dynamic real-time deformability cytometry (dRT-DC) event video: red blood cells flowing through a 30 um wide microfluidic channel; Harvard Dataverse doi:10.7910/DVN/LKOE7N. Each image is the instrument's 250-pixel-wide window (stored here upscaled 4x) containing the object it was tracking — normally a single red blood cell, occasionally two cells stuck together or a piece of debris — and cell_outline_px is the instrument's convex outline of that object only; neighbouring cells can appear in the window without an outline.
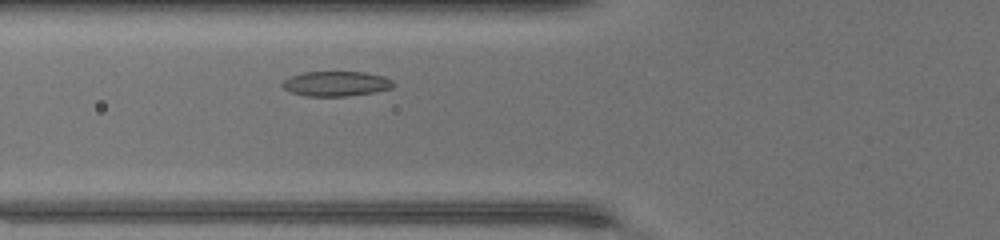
{"species": "common noctule bat (a hibernating species)", "species_latin": "Nyctalus noctula", "temperature_condition": "warm", "stored_images_in_passage": 29, "camera_frame_rate_fps": 3000, "um_per_image_px": 0.085, "animal": {"sex": "female", "body_mass_g": 17.0, "forearm_length_mm": 48.0}, "frame": {"image": 1, "passage_image": 6, "time_ms": 1.667, "image_size_px": [1000, 240], "cell_outline_px": [[396, 84], [392, 88], [372, 92], [348, 96], [304, 96], [292, 92], [284, 88], [280, 84], [284, 80], [292, 76], [304, 72], [364, 72], [384, 76], [392, 80]], "centroid_in_image_um": [28.58, 7.11], "position_along_channel_um": 97.2, "area_um2": 16.07}}
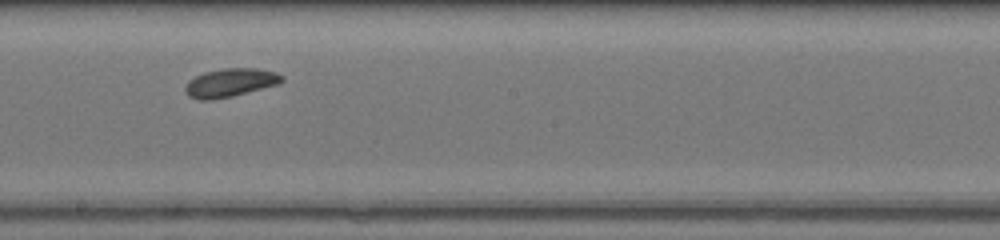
{"frame": {"image": 2, "passage_image": 15, "time_ms": 4.667, "image_size_px": [1000, 240], "cell_outline_px": [[284, 80], [280, 84], [232, 96], [208, 100], [200, 100], [188, 96], [184, 88], [188, 80], [204, 72], [224, 68], [256, 68], [276, 72], [284, 76]], "centroid_in_image_um": [19.59, 7.02], "position_along_channel_um": 228.6, "area_um2": 16.07}}
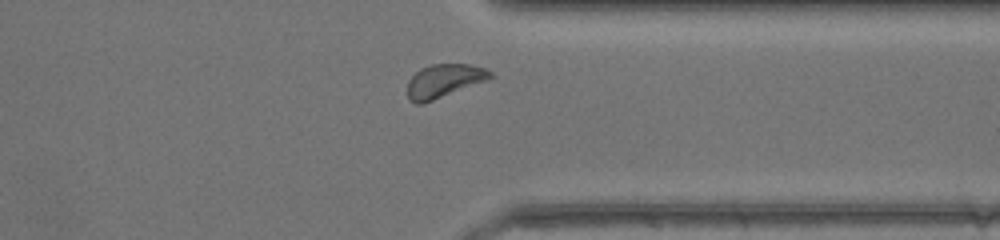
{"frame": {"image": 3, "passage_image": 25, "time_ms": 8.0, "image_size_px": [1000, 240], "cell_outline_px": [[492, 76], [488, 80], [432, 100], [420, 104], [416, 104], [408, 100], [408, 80], [420, 68], [432, 64], [468, 64], [484, 68], [492, 72]], "centroid_in_image_um": [37.72, 6.86], "position_along_channel_um": 373.7, "area_um2": 15.95}, "authors_computed_cell_mechanics": {"area_um2": 15.895, "velocity_mm_per_s": 4.3708, "shape_relaxation_time_tau1_ms": 2.687, "shape_relaxation_time_tau2_ms": null, "deformation_change_tau1": 0.086, "deformation_change_tau2": null}}